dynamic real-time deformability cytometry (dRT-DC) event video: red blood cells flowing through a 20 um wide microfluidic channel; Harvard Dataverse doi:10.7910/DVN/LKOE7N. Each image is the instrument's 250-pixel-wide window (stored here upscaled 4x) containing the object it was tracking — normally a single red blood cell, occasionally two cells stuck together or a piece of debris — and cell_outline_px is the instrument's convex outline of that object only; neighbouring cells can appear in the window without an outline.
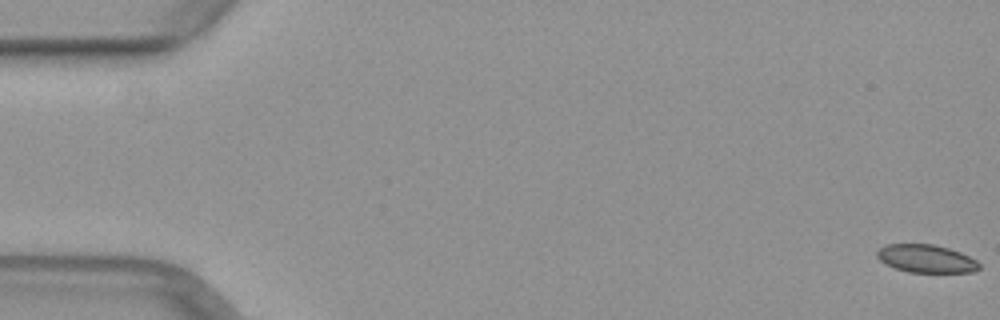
{"species": "common noctule bat (a hibernating species)", "species_latin": "Nyctalus noctula", "temperature_condition": "warm", "stored_images_in_passage": 8, "camera_frame_rate_fps": 3000, "um_per_image_px": 0.085, "animal": {"sex": "female", "body_mass_g": 29.2, "forearm_length_mm": 56.3}, "frame": {"image": 1, "passage_image": 1, "time_ms": 0.0, "image_size_px": [1000, 320], "cell_outline_px": [[980, 268], [976, 272], [908, 272], [896, 268], [880, 260], [876, 256], [876, 252], [884, 244], [932, 244], [948, 248], [960, 252], [976, 260], [980, 264]], "centroid_in_image_um": [78.74, 21.98], "position_along_channel_um": 6.3, "area_um2": 16.59}}